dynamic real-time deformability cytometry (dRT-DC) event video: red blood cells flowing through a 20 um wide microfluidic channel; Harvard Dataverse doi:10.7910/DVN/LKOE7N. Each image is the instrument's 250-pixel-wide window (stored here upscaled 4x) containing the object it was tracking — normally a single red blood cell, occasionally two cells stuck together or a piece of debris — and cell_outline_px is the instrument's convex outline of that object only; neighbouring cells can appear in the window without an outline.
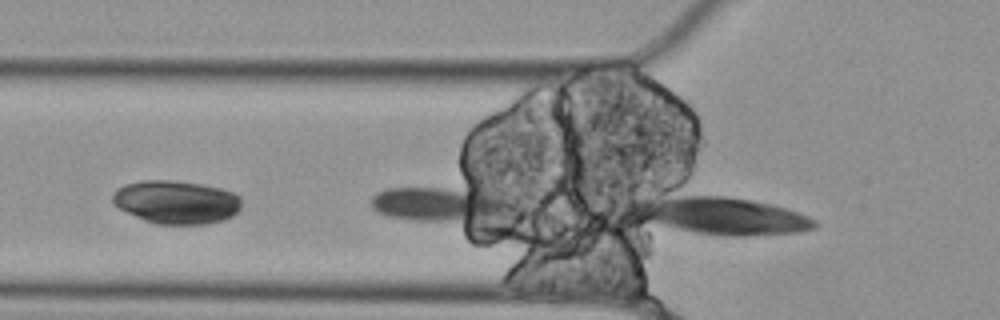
{"species": "Egyptian fruit bat (a non-hibernating species)", "species_latin": "Rousettus aegyptiacus", "temperature_condition": "cold", "stored_images_in_passage": 9, "camera_frame_rate_fps": 3000, "um_per_image_px": 0.085, "animal": {"sex": "female"}, "frame": {"image": 1, "passage_image": 4, "time_ms": 1.0, "image_size_px": [1000, 320], "cell_outline_px": [[816, 228], [800, 232], [744, 236], [720, 236], [696, 232], [636, 220], [628, 216], [624, 208], [624, 204], [628, 200], [684, 196], [724, 196], [772, 204], [788, 208], [808, 216], [816, 220]], "centroid_in_image_um": [61.13, 18.33], "position_along_channel_um": 64.7, "area_um2": 40.46}}